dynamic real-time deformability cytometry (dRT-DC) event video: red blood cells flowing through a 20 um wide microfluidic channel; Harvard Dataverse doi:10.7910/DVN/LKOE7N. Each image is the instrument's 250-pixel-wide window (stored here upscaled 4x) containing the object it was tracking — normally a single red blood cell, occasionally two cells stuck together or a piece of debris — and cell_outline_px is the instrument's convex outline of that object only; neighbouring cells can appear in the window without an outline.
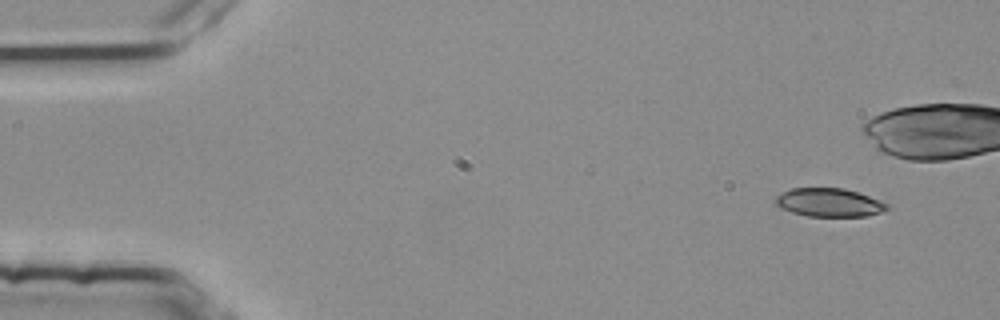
{"species": "common noctule bat (a hibernating species)", "species_latin": "Nyctalus noctula", "temperature_condition": "room temperature", "stored_images_in_passage": 4, "camera_frame_rate_fps": 3000, "um_per_image_px": 0.085, "animal": {"sex": "female", "body_mass_g": 25.1}, "frame": {"image": 1, "passage_image": 1, "time_ms": 0.0, "image_size_px": [1000, 320], "cell_outline_px": [[892, 208], [868, 216], [808, 216], [792, 212], [780, 208], [776, 204], [776, 196], [792, 188], [844, 188], [880, 200], [888, 204]], "centroid_in_image_um": [70.51, 17.22], "position_along_channel_um": 14.5, "area_um2": 18.38}}